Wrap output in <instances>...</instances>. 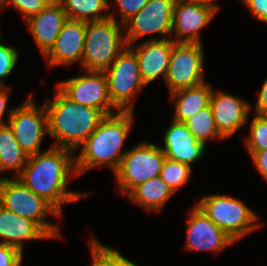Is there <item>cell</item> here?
<instances>
[{"instance_id":"74e56055","label":"cell","mask_w":267,"mask_h":266,"mask_svg":"<svg viewBox=\"0 0 267 266\" xmlns=\"http://www.w3.org/2000/svg\"><path fill=\"white\" fill-rule=\"evenodd\" d=\"M189 2H194V3H199V4H204L208 6L214 7L217 11L219 10V7L214 4V0H185Z\"/></svg>"},{"instance_id":"d4e9b609","label":"cell","mask_w":267,"mask_h":266,"mask_svg":"<svg viewBox=\"0 0 267 266\" xmlns=\"http://www.w3.org/2000/svg\"><path fill=\"white\" fill-rule=\"evenodd\" d=\"M197 141L206 145L207 139L223 138L217 129L210 105L184 122Z\"/></svg>"},{"instance_id":"30bf717a","label":"cell","mask_w":267,"mask_h":266,"mask_svg":"<svg viewBox=\"0 0 267 266\" xmlns=\"http://www.w3.org/2000/svg\"><path fill=\"white\" fill-rule=\"evenodd\" d=\"M8 116L9 126L23 151L28 156L41 152L42 139L48 132V115L44 103L37 108L30 95L22 106L9 111Z\"/></svg>"},{"instance_id":"8992f818","label":"cell","mask_w":267,"mask_h":266,"mask_svg":"<svg viewBox=\"0 0 267 266\" xmlns=\"http://www.w3.org/2000/svg\"><path fill=\"white\" fill-rule=\"evenodd\" d=\"M196 205L235 242L259 226L256 213L231 196L209 195Z\"/></svg>"},{"instance_id":"f546056e","label":"cell","mask_w":267,"mask_h":266,"mask_svg":"<svg viewBox=\"0 0 267 266\" xmlns=\"http://www.w3.org/2000/svg\"><path fill=\"white\" fill-rule=\"evenodd\" d=\"M51 0H9L17 8L26 21L29 17L40 13Z\"/></svg>"},{"instance_id":"83f0119b","label":"cell","mask_w":267,"mask_h":266,"mask_svg":"<svg viewBox=\"0 0 267 266\" xmlns=\"http://www.w3.org/2000/svg\"><path fill=\"white\" fill-rule=\"evenodd\" d=\"M91 238L92 266H117V250L100 244L94 237Z\"/></svg>"},{"instance_id":"d590c367","label":"cell","mask_w":267,"mask_h":266,"mask_svg":"<svg viewBox=\"0 0 267 266\" xmlns=\"http://www.w3.org/2000/svg\"><path fill=\"white\" fill-rule=\"evenodd\" d=\"M9 89L10 87L0 86V126L6 125L3 123L2 117L4 116V112L6 111V105L8 103L9 98Z\"/></svg>"},{"instance_id":"4fadbf2b","label":"cell","mask_w":267,"mask_h":266,"mask_svg":"<svg viewBox=\"0 0 267 266\" xmlns=\"http://www.w3.org/2000/svg\"><path fill=\"white\" fill-rule=\"evenodd\" d=\"M216 12L217 10L212 6L176 0L173 8L172 31L176 32L177 39L173 40L175 42L201 43L200 29L212 20Z\"/></svg>"},{"instance_id":"5bb4252c","label":"cell","mask_w":267,"mask_h":266,"mask_svg":"<svg viewBox=\"0 0 267 266\" xmlns=\"http://www.w3.org/2000/svg\"><path fill=\"white\" fill-rule=\"evenodd\" d=\"M187 231L185 248L189 250H210L217 253L235 243L197 205L191 212Z\"/></svg>"},{"instance_id":"7a4b0ae2","label":"cell","mask_w":267,"mask_h":266,"mask_svg":"<svg viewBox=\"0 0 267 266\" xmlns=\"http://www.w3.org/2000/svg\"><path fill=\"white\" fill-rule=\"evenodd\" d=\"M133 111H118L106 115L95 131L81 144L75 156L77 175L105 163L115 172L126 152L121 151L133 120Z\"/></svg>"},{"instance_id":"7402d4cb","label":"cell","mask_w":267,"mask_h":266,"mask_svg":"<svg viewBox=\"0 0 267 266\" xmlns=\"http://www.w3.org/2000/svg\"><path fill=\"white\" fill-rule=\"evenodd\" d=\"M173 194L161 177L156 176L135 187L128 196L139 206L151 212L160 211Z\"/></svg>"},{"instance_id":"4316f807","label":"cell","mask_w":267,"mask_h":266,"mask_svg":"<svg viewBox=\"0 0 267 266\" xmlns=\"http://www.w3.org/2000/svg\"><path fill=\"white\" fill-rule=\"evenodd\" d=\"M250 134L245 139V145L251 156L256 151L267 149V115H256L251 123Z\"/></svg>"},{"instance_id":"9a60e30c","label":"cell","mask_w":267,"mask_h":266,"mask_svg":"<svg viewBox=\"0 0 267 266\" xmlns=\"http://www.w3.org/2000/svg\"><path fill=\"white\" fill-rule=\"evenodd\" d=\"M86 22L67 19L50 51L44 56L49 65H70L82 61Z\"/></svg>"},{"instance_id":"277c9868","label":"cell","mask_w":267,"mask_h":266,"mask_svg":"<svg viewBox=\"0 0 267 266\" xmlns=\"http://www.w3.org/2000/svg\"><path fill=\"white\" fill-rule=\"evenodd\" d=\"M127 47L115 17L86 22L83 57L80 65L87 71H104Z\"/></svg>"},{"instance_id":"484cf974","label":"cell","mask_w":267,"mask_h":266,"mask_svg":"<svg viewBox=\"0 0 267 266\" xmlns=\"http://www.w3.org/2000/svg\"><path fill=\"white\" fill-rule=\"evenodd\" d=\"M191 174V166L165 158L160 177L168 185L173 193H175L179 187L186 184Z\"/></svg>"},{"instance_id":"d6a6232c","label":"cell","mask_w":267,"mask_h":266,"mask_svg":"<svg viewBox=\"0 0 267 266\" xmlns=\"http://www.w3.org/2000/svg\"><path fill=\"white\" fill-rule=\"evenodd\" d=\"M251 14L258 20L267 23V0H245L243 2Z\"/></svg>"},{"instance_id":"cb8c5ba5","label":"cell","mask_w":267,"mask_h":266,"mask_svg":"<svg viewBox=\"0 0 267 266\" xmlns=\"http://www.w3.org/2000/svg\"><path fill=\"white\" fill-rule=\"evenodd\" d=\"M68 19L84 22L102 20L110 17V14H102L108 10V0H58Z\"/></svg>"},{"instance_id":"9c48e42d","label":"cell","mask_w":267,"mask_h":266,"mask_svg":"<svg viewBox=\"0 0 267 266\" xmlns=\"http://www.w3.org/2000/svg\"><path fill=\"white\" fill-rule=\"evenodd\" d=\"M201 43L175 42L170 55V64L165 81L170 94L204 83V55Z\"/></svg>"},{"instance_id":"ac0fdd59","label":"cell","mask_w":267,"mask_h":266,"mask_svg":"<svg viewBox=\"0 0 267 266\" xmlns=\"http://www.w3.org/2000/svg\"><path fill=\"white\" fill-rule=\"evenodd\" d=\"M67 19L61 3L58 0H51L40 13L26 20L34 40L44 56L53 47Z\"/></svg>"},{"instance_id":"3957f363","label":"cell","mask_w":267,"mask_h":266,"mask_svg":"<svg viewBox=\"0 0 267 266\" xmlns=\"http://www.w3.org/2000/svg\"><path fill=\"white\" fill-rule=\"evenodd\" d=\"M54 101L46 100L48 132L55 138L54 147L75 151L106 116L101 110L70 101L58 89Z\"/></svg>"},{"instance_id":"6da1fadb","label":"cell","mask_w":267,"mask_h":266,"mask_svg":"<svg viewBox=\"0 0 267 266\" xmlns=\"http://www.w3.org/2000/svg\"><path fill=\"white\" fill-rule=\"evenodd\" d=\"M73 150L51 146L45 152L30 155L17 177L32 192L43 197L62 215V203L77 201L88 194L66 190L71 175L77 176Z\"/></svg>"},{"instance_id":"e0dca14e","label":"cell","mask_w":267,"mask_h":266,"mask_svg":"<svg viewBox=\"0 0 267 266\" xmlns=\"http://www.w3.org/2000/svg\"><path fill=\"white\" fill-rule=\"evenodd\" d=\"M136 55L139 70L146 85L158 76L165 78L170 64L173 40L169 38L152 39L133 49V44L127 45Z\"/></svg>"},{"instance_id":"d6986e66","label":"cell","mask_w":267,"mask_h":266,"mask_svg":"<svg viewBox=\"0 0 267 266\" xmlns=\"http://www.w3.org/2000/svg\"><path fill=\"white\" fill-rule=\"evenodd\" d=\"M205 144L196 140L183 122L173 120V123L164 136V148H161L165 156L191 166L202 157Z\"/></svg>"},{"instance_id":"8d00e7d4","label":"cell","mask_w":267,"mask_h":266,"mask_svg":"<svg viewBox=\"0 0 267 266\" xmlns=\"http://www.w3.org/2000/svg\"><path fill=\"white\" fill-rule=\"evenodd\" d=\"M117 266H137L135 263L132 261L126 259L123 257L119 251H117Z\"/></svg>"},{"instance_id":"836d02e7","label":"cell","mask_w":267,"mask_h":266,"mask_svg":"<svg viewBox=\"0 0 267 266\" xmlns=\"http://www.w3.org/2000/svg\"><path fill=\"white\" fill-rule=\"evenodd\" d=\"M251 158L261 176L267 181V149L256 151Z\"/></svg>"},{"instance_id":"ffe728a7","label":"cell","mask_w":267,"mask_h":266,"mask_svg":"<svg viewBox=\"0 0 267 266\" xmlns=\"http://www.w3.org/2000/svg\"><path fill=\"white\" fill-rule=\"evenodd\" d=\"M0 237L2 244L17 248L23 253V241L49 238L34 221L11 212L0 205Z\"/></svg>"},{"instance_id":"1f68e13d","label":"cell","mask_w":267,"mask_h":266,"mask_svg":"<svg viewBox=\"0 0 267 266\" xmlns=\"http://www.w3.org/2000/svg\"><path fill=\"white\" fill-rule=\"evenodd\" d=\"M22 256L17 248L0 243V266H21Z\"/></svg>"},{"instance_id":"ba28073f","label":"cell","mask_w":267,"mask_h":266,"mask_svg":"<svg viewBox=\"0 0 267 266\" xmlns=\"http://www.w3.org/2000/svg\"><path fill=\"white\" fill-rule=\"evenodd\" d=\"M103 72L112 104L118 111H132V95L146 85L141 77L135 53L127 46Z\"/></svg>"},{"instance_id":"f1b7e54d","label":"cell","mask_w":267,"mask_h":266,"mask_svg":"<svg viewBox=\"0 0 267 266\" xmlns=\"http://www.w3.org/2000/svg\"><path fill=\"white\" fill-rule=\"evenodd\" d=\"M19 53L15 48L0 43V86H5L3 80L12 72Z\"/></svg>"},{"instance_id":"52a82bcc","label":"cell","mask_w":267,"mask_h":266,"mask_svg":"<svg viewBox=\"0 0 267 266\" xmlns=\"http://www.w3.org/2000/svg\"><path fill=\"white\" fill-rule=\"evenodd\" d=\"M165 158L159 145L147 142L127 151L114 172L119 190L129 194L138 185L160 176Z\"/></svg>"},{"instance_id":"603a6c76","label":"cell","mask_w":267,"mask_h":266,"mask_svg":"<svg viewBox=\"0 0 267 266\" xmlns=\"http://www.w3.org/2000/svg\"><path fill=\"white\" fill-rule=\"evenodd\" d=\"M29 156L23 151L14 137L9 124L0 126V171L17 170L18 177L25 167Z\"/></svg>"},{"instance_id":"7c38bea8","label":"cell","mask_w":267,"mask_h":266,"mask_svg":"<svg viewBox=\"0 0 267 266\" xmlns=\"http://www.w3.org/2000/svg\"><path fill=\"white\" fill-rule=\"evenodd\" d=\"M176 0H149V2L124 25L127 45L150 33L171 34L173 8Z\"/></svg>"},{"instance_id":"f35d334b","label":"cell","mask_w":267,"mask_h":266,"mask_svg":"<svg viewBox=\"0 0 267 266\" xmlns=\"http://www.w3.org/2000/svg\"><path fill=\"white\" fill-rule=\"evenodd\" d=\"M9 0H0V8H4Z\"/></svg>"},{"instance_id":"2e32d148","label":"cell","mask_w":267,"mask_h":266,"mask_svg":"<svg viewBox=\"0 0 267 266\" xmlns=\"http://www.w3.org/2000/svg\"><path fill=\"white\" fill-rule=\"evenodd\" d=\"M214 121L219 134L225 139L247 122L250 105L226 92H212L210 98Z\"/></svg>"},{"instance_id":"5b68a950","label":"cell","mask_w":267,"mask_h":266,"mask_svg":"<svg viewBox=\"0 0 267 266\" xmlns=\"http://www.w3.org/2000/svg\"><path fill=\"white\" fill-rule=\"evenodd\" d=\"M0 205L17 215L37 223L50 238L61 237L57 225L45 221L46 214L62 217L43 197L32 192L17 177L0 179Z\"/></svg>"},{"instance_id":"44dd1931","label":"cell","mask_w":267,"mask_h":266,"mask_svg":"<svg viewBox=\"0 0 267 266\" xmlns=\"http://www.w3.org/2000/svg\"><path fill=\"white\" fill-rule=\"evenodd\" d=\"M212 92L213 90L208 84L202 83L171 93L170 99L176 100L173 120L184 123L190 117L208 107Z\"/></svg>"},{"instance_id":"8fae6325","label":"cell","mask_w":267,"mask_h":266,"mask_svg":"<svg viewBox=\"0 0 267 266\" xmlns=\"http://www.w3.org/2000/svg\"><path fill=\"white\" fill-rule=\"evenodd\" d=\"M57 89L70 101L101 110L110 115L112 104L107 79L103 71H88V74L73 77L58 84Z\"/></svg>"},{"instance_id":"4dcf8cb0","label":"cell","mask_w":267,"mask_h":266,"mask_svg":"<svg viewBox=\"0 0 267 266\" xmlns=\"http://www.w3.org/2000/svg\"><path fill=\"white\" fill-rule=\"evenodd\" d=\"M119 6L121 15V23L124 25L135 14H137L149 0H115Z\"/></svg>"},{"instance_id":"e575fe53","label":"cell","mask_w":267,"mask_h":266,"mask_svg":"<svg viewBox=\"0 0 267 266\" xmlns=\"http://www.w3.org/2000/svg\"><path fill=\"white\" fill-rule=\"evenodd\" d=\"M255 112L256 114L267 115V79L258 96Z\"/></svg>"}]
</instances>
